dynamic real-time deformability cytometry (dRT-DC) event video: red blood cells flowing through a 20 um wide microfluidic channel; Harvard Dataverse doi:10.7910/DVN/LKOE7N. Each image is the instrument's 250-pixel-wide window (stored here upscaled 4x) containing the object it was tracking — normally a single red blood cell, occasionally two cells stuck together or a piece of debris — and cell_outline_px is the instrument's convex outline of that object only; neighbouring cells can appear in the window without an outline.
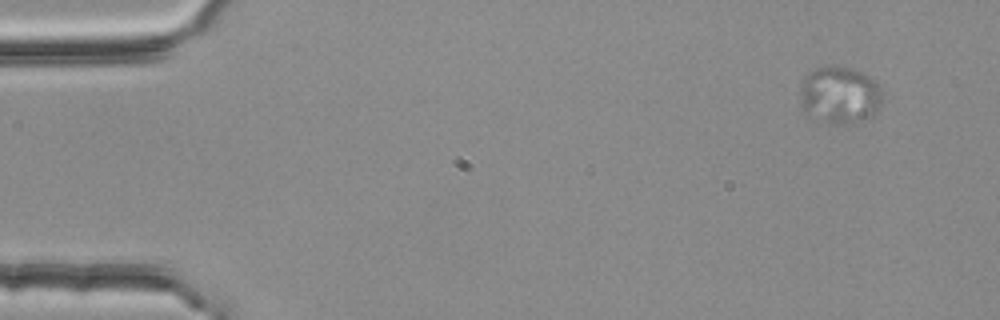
{"species": "common noctule bat (a hibernating species)", "species_latin": "Nyctalus noctula", "temperature_condition": "room temperature", "stored_images_in_passage": 4, "camera_frame_rate_fps": 3000, "um_per_image_px": 0.085, "animal": {"sex": "female", "body_mass_g": 25.1}, "frame": {"image": 1, "passage_image": 1, "time_ms": 0.0, "image_size_px": [1000, 320], "cell_outline_px": [[880, 104], [872, 112], [848, 124], [832, 124], [804, 112], [804, 76], [808, 72], [816, 68], [828, 64], [836, 64], [852, 68], [876, 80], [880, 88]], "centroid_in_image_um": [71.38, 8.0], "position_along_channel_um": 13.6, "area_um2": 26.41}}
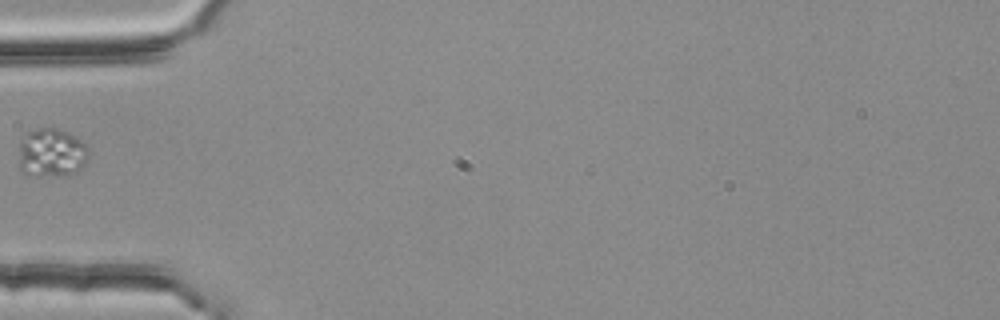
{"frame": {"image": 2, "passage_image": 4, "time_ms": 1.0, "image_size_px": [1000, 320], "cell_outline_px": [[88, 156], [84, 164], [76, 172], [64, 176], [36, 176], [24, 172], [20, 168], [20, 136], [24, 132], [36, 128], [56, 128], [68, 132], [88, 144]], "centroid_in_image_um": [4.38, 12.96], "position_along_channel_um": 80.6, "area_um2": 20.17}}